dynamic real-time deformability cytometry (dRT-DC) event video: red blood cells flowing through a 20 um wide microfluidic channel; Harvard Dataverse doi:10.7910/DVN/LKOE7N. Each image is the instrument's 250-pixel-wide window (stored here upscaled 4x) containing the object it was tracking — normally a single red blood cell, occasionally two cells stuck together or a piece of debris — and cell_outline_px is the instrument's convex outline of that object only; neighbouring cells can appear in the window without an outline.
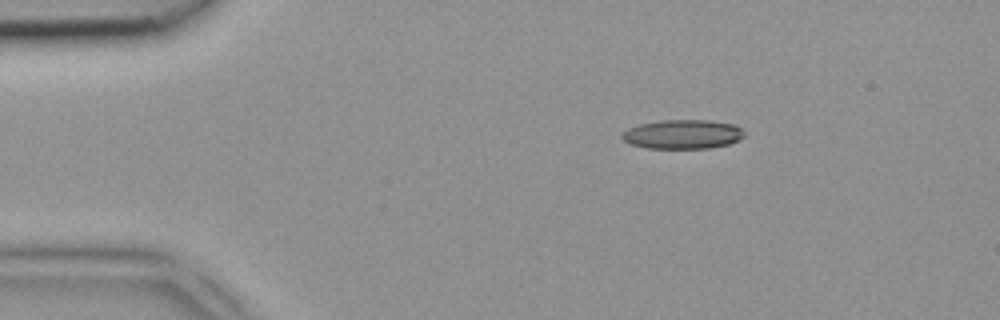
{"species": "common noctule bat (a hibernating species)", "species_latin": "Nyctalus noctula", "temperature_condition": "room temperature", "stored_images_in_passage": 4, "camera_frame_rate_fps": 3000, "um_per_image_px": 0.085, "animal": {"sex": "female", "body_mass_g": 18.4}, "frame": {"image": 1, "passage_image": 1, "time_ms": 0.0, "image_size_px": [1000, 320], "cell_outline_px": [[744, 136], [740, 140], [728, 144], [708, 148], [644, 148], [632, 144], [624, 140], [620, 136], [628, 128], [640, 124], [660, 120], [708, 120], [736, 124], [744, 132]], "centroid_in_image_um": [58.05, 11.41], "position_along_channel_um": 27.0, "area_um2": 20.81}}
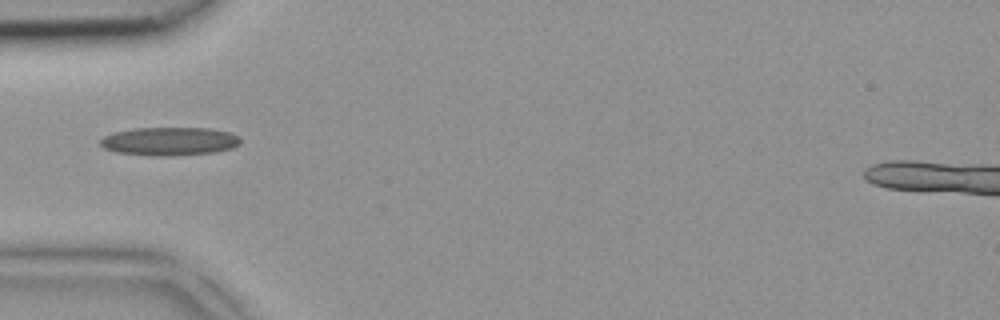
{"frame": {"image": 2, "passage_image": 3, "time_ms": 0.667, "image_size_px": [1000, 320], "cell_outline_px": [[240, 144], [232, 148], [216, 152], [168, 156], [160, 156], [116, 152], [104, 148], [100, 144], [100, 140], [104, 136], [112, 132], [136, 128], [208, 128], [228, 132], [236, 136], [240, 140]], "centroid_in_image_um": [14.38, 12.01], "position_along_channel_um": 70.6, "area_um2": 23.0}}